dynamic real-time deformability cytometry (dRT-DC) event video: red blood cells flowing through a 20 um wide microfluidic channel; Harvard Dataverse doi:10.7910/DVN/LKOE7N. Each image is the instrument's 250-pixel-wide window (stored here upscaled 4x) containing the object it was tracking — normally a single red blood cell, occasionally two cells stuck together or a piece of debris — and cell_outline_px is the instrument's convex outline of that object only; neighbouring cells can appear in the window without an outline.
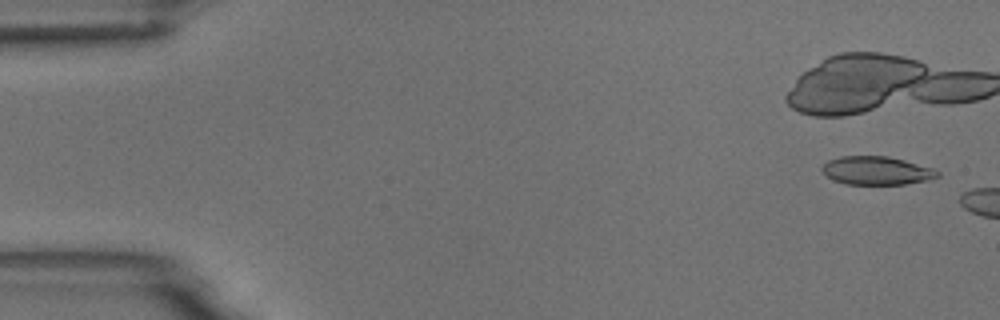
{"species": "common noctule bat (a hibernating species)", "species_latin": "Nyctalus noctula", "temperature_condition": "room temperature", "stored_images_in_passage": 3, "camera_frame_rate_fps": 3000, "um_per_image_px": 0.085, "animal": {"sex": "male", "body_mass_g": 18.8}, "frame": {"image": 1, "passage_image": 1, "time_ms": 0.0, "image_size_px": [1000, 320], "cell_outline_px": [[940, 176], [928, 180], [904, 184], [844, 184], [832, 180], [820, 168], [828, 160], [840, 156], [888, 156], [904, 160], [932, 168], [940, 172]], "centroid_in_image_um": [74.5, 14.5], "position_along_channel_um": 10.5, "area_um2": 19.07}}